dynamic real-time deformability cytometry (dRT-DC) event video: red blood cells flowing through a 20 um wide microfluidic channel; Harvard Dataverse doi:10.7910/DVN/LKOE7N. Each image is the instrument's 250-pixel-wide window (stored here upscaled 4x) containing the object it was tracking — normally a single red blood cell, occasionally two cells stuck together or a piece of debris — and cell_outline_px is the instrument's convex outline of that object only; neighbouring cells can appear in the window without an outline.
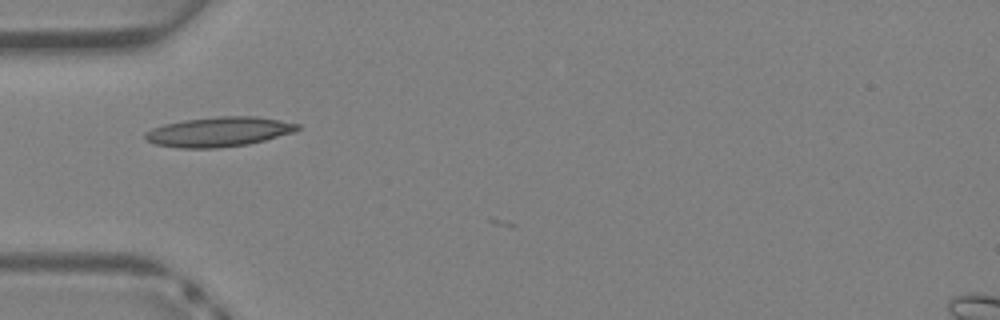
{"species": "Egyptian fruit bat (a non-hibernating species)", "species_latin": "Rousettus aegyptiacus", "temperature_condition": "warm", "stored_images_in_passage": 3, "camera_frame_rate_fps": 3000, "um_per_image_px": 0.085, "animal": {"sex": "female"}, "frame": {"image": 1, "passage_image": 1, "time_ms": 0.0, "image_size_px": [1000, 320], "cell_outline_px": [[300, 128], [296, 132], [248, 144], [216, 148], [180, 148], [156, 144], [144, 140], [144, 132], [152, 128], [164, 124], [184, 120], [220, 116], [256, 116], [300, 124]], "centroid_in_image_um": [18.59, 11.2], "position_along_channel_um": 66.4, "area_um2": 26.41}}